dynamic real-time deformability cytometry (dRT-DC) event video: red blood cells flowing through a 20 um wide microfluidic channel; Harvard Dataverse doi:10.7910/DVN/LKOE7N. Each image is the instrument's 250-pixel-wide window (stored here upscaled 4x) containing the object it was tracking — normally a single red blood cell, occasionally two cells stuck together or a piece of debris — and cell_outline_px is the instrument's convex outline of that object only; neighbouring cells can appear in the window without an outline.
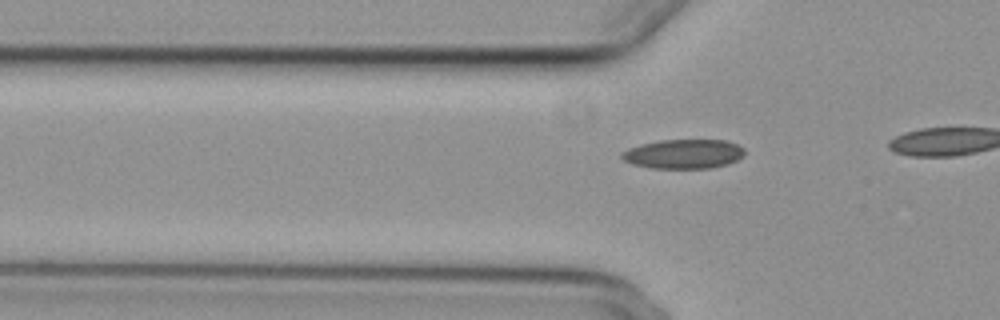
{"species": "common noctule bat (a hibernating species)", "species_latin": "Nyctalus noctula", "temperature_condition": "cold", "stored_images_in_passage": 16, "camera_frame_rate_fps": 3000, "um_per_image_px": 0.085, "animal": {"sex": "female", "body_mass_g": 29.2, "forearm_length_mm": 56.3}, "frame": {"image": 1, "passage_image": 10, "time_ms": 3.0, "image_size_px": [1000, 320], "cell_outline_px": [[744, 156], [728, 164], [712, 168], [652, 168], [632, 164], [624, 160], [620, 156], [620, 152], [628, 148], [640, 144], [660, 140], [728, 140], [744, 148]], "centroid_in_image_um": [58.1, 13.08], "position_along_channel_um": 67.7, "area_um2": 21.15}}
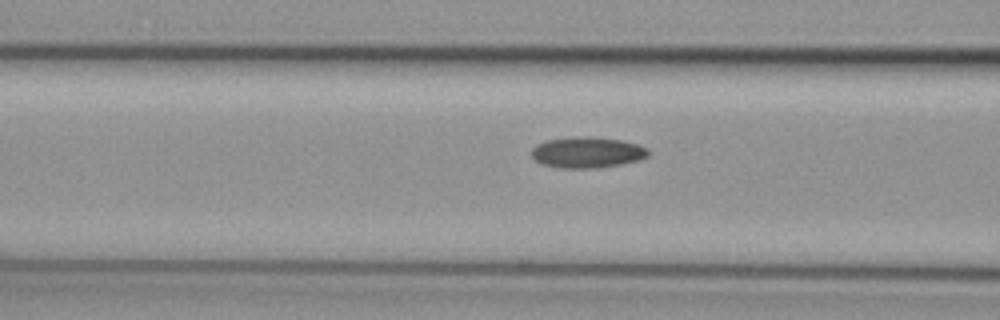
{"frame": {"image": 2, "passage_image": 14, "time_ms": 4.333, "image_size_px": [1000, 320], "cell_outline_px": [[648, 156], [640, 160], [620, 164], [596, 168], [560, 168], [540, 164], [532, 156], [532, 148], [536, 144], [548, 140], [572, 136], [592, 136], [620, 140], [636, 144], [648, 148]], "centroid_in_image_um": [49.89, 12.95], "position_along_channel_um": 116.7, "area_um2": 21.15}}